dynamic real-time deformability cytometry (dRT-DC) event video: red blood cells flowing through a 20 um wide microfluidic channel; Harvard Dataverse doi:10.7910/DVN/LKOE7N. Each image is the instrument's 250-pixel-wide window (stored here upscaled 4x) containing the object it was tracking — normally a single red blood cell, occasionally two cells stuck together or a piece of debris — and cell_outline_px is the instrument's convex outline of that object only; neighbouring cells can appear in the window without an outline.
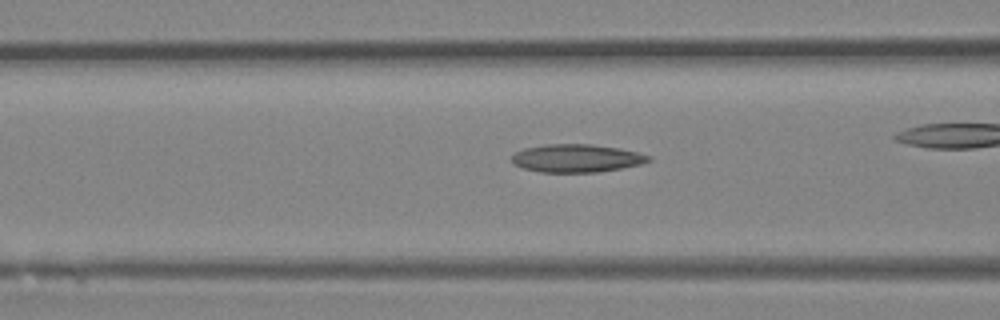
{"species": "Egyptian fruit bat (a non-hibernating species)", "species_latin": "Rousettus aegyptiacus", "temperature_condition": "room temperature", "stored_images_in_passage": 21, "camera_frame_rate_fps": 3000, "um_per_image_px": 0.085, "animal": {"sex": "female"}, "frame": {"image": 1, "passage_image": 4, "time_ms": 1.0, "image_size_px": [1000, 320], "cell_outline_px": [[652, 160], [640, 164], [620, 168], [596, 172], [540, 172], [524, 168], [512, 164], [512, 156], [516, 152], [524, 148], [544, 144], [592, 144], [616, 148], [636, 152], [652, 156]], "centroid_in_image_um": [48.98, 13.45], "position_along_channel_um": 117.6, "area_um2": 22.2}}